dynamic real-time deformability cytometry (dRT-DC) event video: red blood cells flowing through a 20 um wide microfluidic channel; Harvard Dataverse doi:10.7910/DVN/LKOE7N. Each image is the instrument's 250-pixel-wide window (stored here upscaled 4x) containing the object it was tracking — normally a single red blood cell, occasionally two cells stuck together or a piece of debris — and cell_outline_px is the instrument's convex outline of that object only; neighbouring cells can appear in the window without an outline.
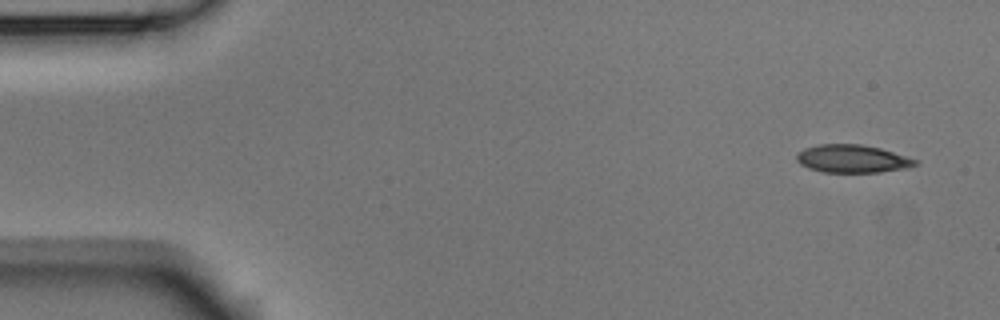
{"species": "Egyptian fruit bat (a non-hibernating species)", "species_latin": "Rousettus aegyptiacus", "temperature_condition": "room temperature", "stored_images_in_passage": 5, "segment_of_instrument_passage": [1, 2], "camera_frame_rate_fps": 3000, "um_per_image_px": 0.085, "animal": {"sex": "male"}, "frame": {"image": 1, "passage_image": 1, "time_ms": 0.0, "image_size_px": [1000, 320], "cell_outline_px": [[920, 164], [904, 168], [880, 172], [824, 172], [808, 168], [800, 164], [796, 160], [796, 156], [804, 148], [820, 144], [860, 144], [880, 148], [920, 160]], "centroid_in_image_um": [72.47, 13.49], "position_along_channel_um": 12.5, "area_um2": 19.31}}
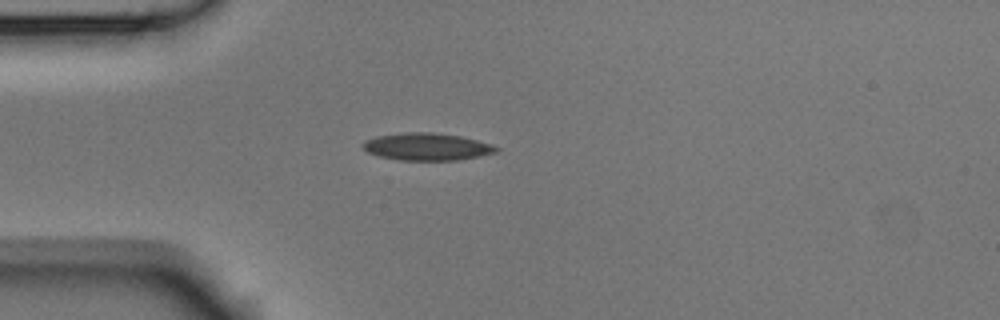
{"frame": {"image": 2, "passage_image": 4, "time_ms": 1.0, "image_size_px": [1000, 320], "cell_outline_px": [[500, 148], [496, 152], [480, 156], [456, 160], [400, 160], [380, 156], [368, 152], [360, 144], [364, 140], [376, 136], [400, 132], [432, 132], [460, 136], [492, 144]], "centroid_in_image_um": [36.26, 12.46], "position_along_channel_um": 48.7, "area_um2": 21.27}}